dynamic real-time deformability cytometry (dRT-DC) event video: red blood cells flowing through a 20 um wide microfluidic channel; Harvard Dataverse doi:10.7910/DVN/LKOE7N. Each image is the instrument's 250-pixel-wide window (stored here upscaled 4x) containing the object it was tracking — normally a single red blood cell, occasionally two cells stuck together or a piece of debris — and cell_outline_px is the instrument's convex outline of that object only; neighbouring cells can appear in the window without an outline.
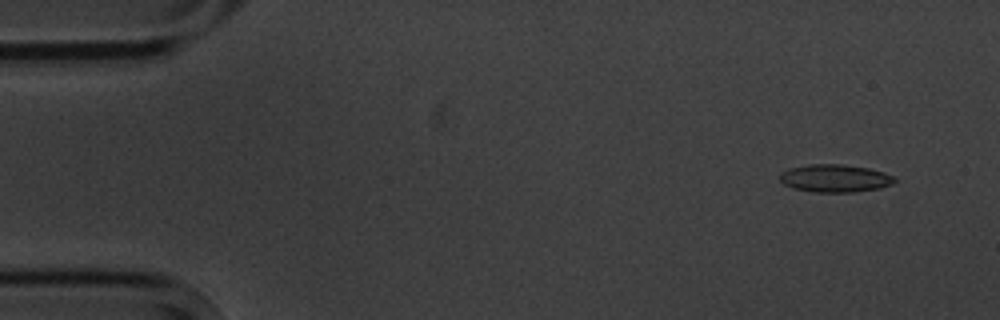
{"species": "common noctule bat (a hibernating species)", "species_latin": "Nyctalus noctula", "temperature_condition": "cold", "stored_images_in_passage": 4, "camera_frame_rate_fps": 3000, "um_per_image_px": 0.085, "animal": {"sex": "male", "body_mass_g": 20.1, "forearm_length_mm": 53.5}, "frame": {"image": 1, "passage_image": 1, "time_ms": 0.0, "image_size_px": [1000, 320], "cell_outline_px": [[896, 180], [892, 184], [880, 188], [852, 192], [812, 192], [792, 188], [784, 184], [780, 180], [780, 172], [788, 168], [808, 164], [840, 164], [868, 168], [884, 172], [892, 176]], "centroid_in_image_um": [70.93, 15.15], "position_along_channel_um": 14.1, "area_um2": 18.61}}
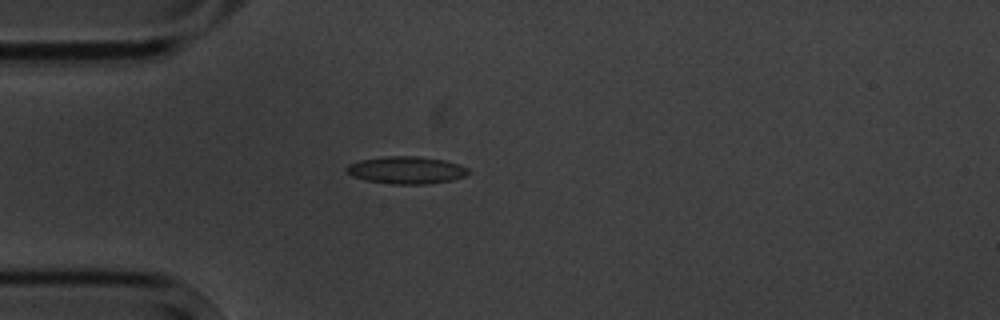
{"frame": {"image": 2, "passage_image": 4, "time_ms": 3.667, "image_size_px": [1000, 320], "cell_outline_px": [[468, 172], [464, 176], [452, 180], [424, 184], [392, 184], [364, 180], [352, 176], [344, 168], [348, 164], [360, 160], [384, 156], [420, 156], [444, 160], [460, 164], [468, 168]], "centroid_in_image_um": [34.51, 14.45], "position_along_channel_um": 50.5, "area_um2": 19.48}}